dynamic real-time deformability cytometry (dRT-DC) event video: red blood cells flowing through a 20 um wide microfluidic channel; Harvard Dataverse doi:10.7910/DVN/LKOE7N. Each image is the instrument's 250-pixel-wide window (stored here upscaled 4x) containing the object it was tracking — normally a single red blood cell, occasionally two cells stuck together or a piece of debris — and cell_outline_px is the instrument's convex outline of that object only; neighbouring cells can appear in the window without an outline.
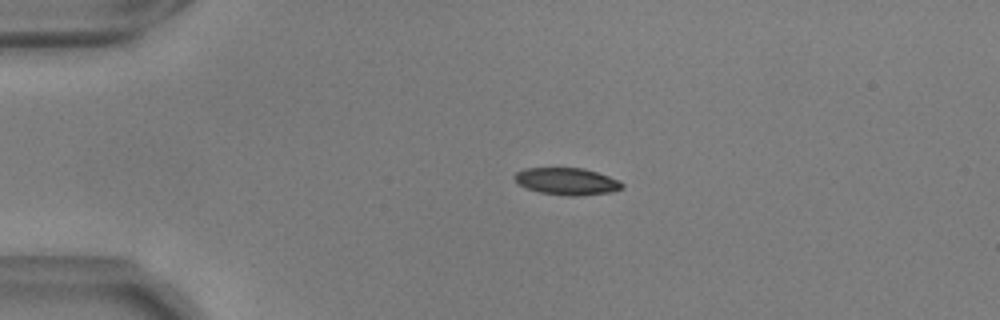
{"species": "common noctule bat (a hibernating species)", "species_latin": "Nyctalus noctula", "temperature_condition": "warm", "stored_images_in_passage": 45, "camera_frame_rate_fps": 3000, "um_per_image_px": 0.085, "animal": {"sex": "male", "body_mass_g": 17.9, "forearm_length_mm": 54.2}, "frame": {"image": 1, "passage_image": 2, "time_ms": 0.333, "image_size_px": [1000, 320], "cell_outline_px": [[624, 188], [612, 192], [580, 196], [568, 196], [540, 192], [528, 188], [520, 184], [512, 176], [516, 172], [524, 168], [584, 168], [620, 180], [624, 184]], "centroid_in_image_um": [48.22, 15.41], "position_along_channel_um": 36.8, "area_um2": 16.99}}
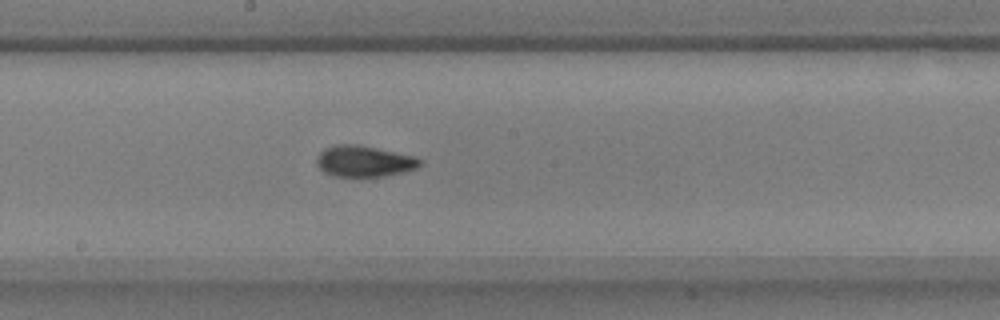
{"frame": {"image": 2, "passage_image": 20, "time_ms": 6.333, "image_size_px": [1000, 320], "cell_outline_px": [[424, 164], [416, 168], [384, 176], [332, 176], [324, 172], [316, 164], [316, 156], [324, 148], [336, 144], [356, 144], [416, 156], [424, 160]], "centroid_in_image_um": [30.95, 13.69], "position_along_channel_um": 217.2, "area_um2": 18.84}}
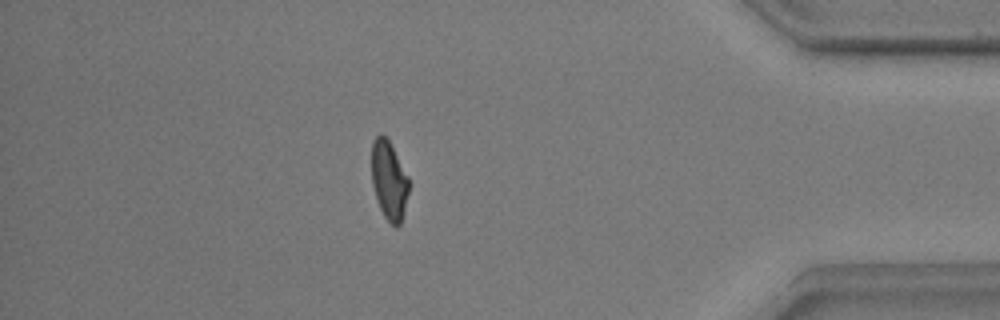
{"frame": {"image": 3, "passage_image": 38, "time_ms": 12.333, "image_size_px": [1000, 320], "cell_outline_px": [[408, 192], [400, 224], [396, 228], [384, 216], [380, 208], [372, 184], [372, 140], [380, 132], [388, 140], [408, 176]], "centroid_in_image_um": [33.05, 15.31], "position_along_channel_um": 402.2, "area_um2": 16.7}, "authors_computed_cell_mechanics": {"area_um2": 17.9758, "velocity_mm_per_s": 3.6814, "shape_relaxation_time_tau1_ms": 3.4194, "shape_relaxation_time_tau2_ms": 1.4156, "deformation_change_tau1": 0.1655, "deformation_change_tau2": 0.0755}}